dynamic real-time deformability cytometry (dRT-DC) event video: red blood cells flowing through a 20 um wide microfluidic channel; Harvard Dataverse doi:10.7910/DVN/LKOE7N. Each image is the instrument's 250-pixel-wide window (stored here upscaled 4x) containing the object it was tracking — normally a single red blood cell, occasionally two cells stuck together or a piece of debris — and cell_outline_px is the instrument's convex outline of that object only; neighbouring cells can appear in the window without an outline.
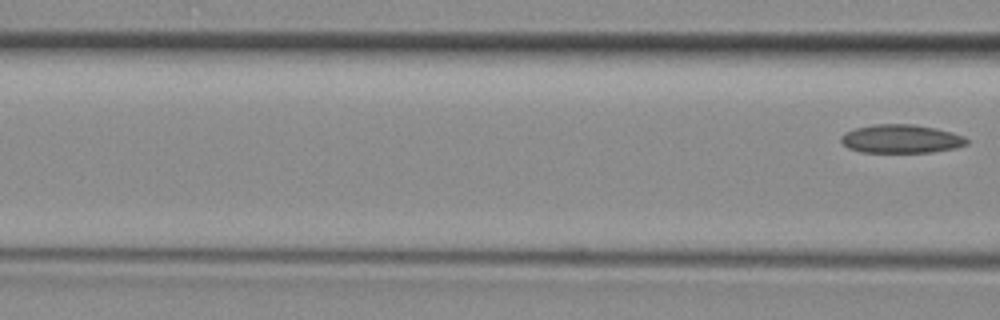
{"species": "common noctule bat (a hibernating species)", "species_latin": "Nyctalus noctula", "temperature_condition": "room temperature", "stored_images_in_passage": 3, "segment_of_instrument_passage": [2, 2], "camera_frame_rate_fps": 3000, "um_per_image_px": 0.085, "animal": {"sex": "female", "body_mass_g": 29.2, "forearm_length_mm": 56.3}, "frame": {"image": 1, "passage_image": 3, "time_ms": 0.667, "image_size_px": [1000, 320], "cell_outline_px": [[968, 144], [956, 148], [932, 152], [860, 152], [848, 148], [840, 140], [840, 136], [844, 132], [856, 128], [872, 124], [912, 124], [936, 128], [952, 132], [964, 136], [968, 140]], "centroid_in_image_um": [76.59, 11.8], "position_along_channel_um": 90.0, "area_um2": 21.04}}